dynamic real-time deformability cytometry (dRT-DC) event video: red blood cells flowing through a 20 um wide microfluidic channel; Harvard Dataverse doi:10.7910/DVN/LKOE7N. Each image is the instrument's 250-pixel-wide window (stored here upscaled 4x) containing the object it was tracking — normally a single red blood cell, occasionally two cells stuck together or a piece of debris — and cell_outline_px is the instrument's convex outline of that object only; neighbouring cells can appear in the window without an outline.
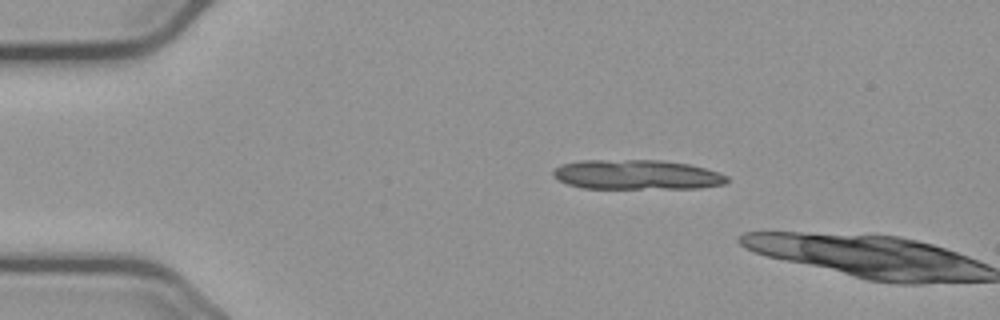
{"species": "common noctule bat (a hibernating species)", "species_latin": "Nyctalus noctula", "temperature_condition": "cold", "stored_images_in_passage": 2, "camera_frame_rate_fps": 3000, "um_per_image_px": 0.085, "animal": {"sex": "male", "body_mass_g": 23.1, "forearm_length_mm": 52.7}, "frame": {"image": 1, "passage_image": 1, "time_ms": 0.0, "image_size_px": [1000, 320], "cell_outline_px": [[728, 180], [724, 184], [700, 188], [580, 188], [568, 184], [552, 176], [552, 172], [556, 168], [564, 164], [580, 160], [660, 160], [688, 164], [720, 172], [728, 176]], "centroid_in_image_um": [54.14, 14.85], "position_along_channel_um": 30.9, "area_um2": 30.06}}